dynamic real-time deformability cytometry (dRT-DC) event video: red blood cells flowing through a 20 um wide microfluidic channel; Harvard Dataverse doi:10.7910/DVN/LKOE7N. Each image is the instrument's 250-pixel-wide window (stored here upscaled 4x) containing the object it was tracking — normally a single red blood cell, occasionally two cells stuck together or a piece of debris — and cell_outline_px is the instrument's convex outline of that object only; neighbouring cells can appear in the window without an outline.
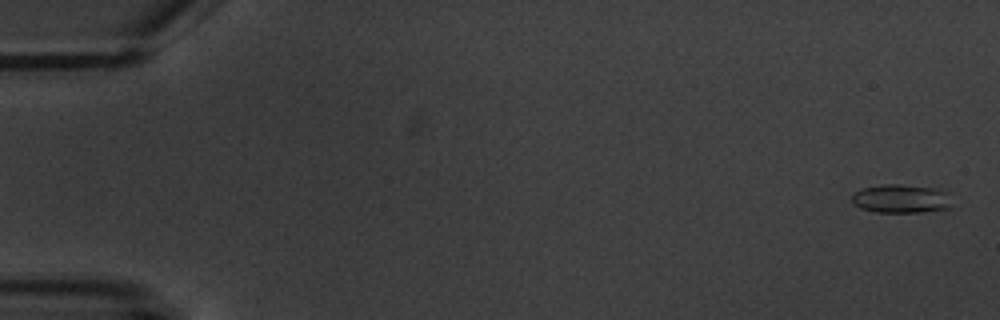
{"species": "common noctule bat (a hibernating species)", "species_latin": "Nyctalus noctula", "temperature_condition": "warm", "stored_images_in_passage": 6, "camera_frame_rate_fps": 3000, "um_per_image_px": 0.085, "animal": {"sex": "male", "body_mass_g": 20.1, "forearm_length_mm": 53.5}, "frame": {"image": 1, "passage_image": 1, "time_ms": 0.0, "image_size_px": [1000, 320], "cell_outline_px": [[952, 208], [924, 212], [876, 212], [860, 208], [852, 200], [852, 192], [860, 188], [884, 184], [900, 184], [940, 188], [944, 192]], "centroid_in_image_um": [76.55, 16.88], "position_along_channel_um": 8.4, "area_um2": 16.76}}
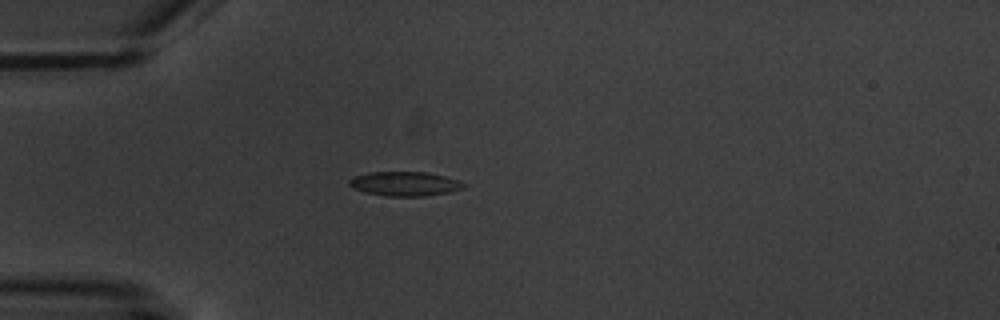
{"frame": {"image": 2, "passage_image": 5, "time_ms": 5.0, "image_size_px": [1000, 320], "cell_outline_px": [[468, 184], [464, 188], [448, 192], [424, 196], [388, 196], [364, 192], [352, 188], [348, 184], [348, 180], [352, 176], [368, 172], [428, 172], [460, 180]], "centroid_in_image_um": [34.39, 15.61], "position_along_channel_um": 50.6, "area_um2": 16.42}}